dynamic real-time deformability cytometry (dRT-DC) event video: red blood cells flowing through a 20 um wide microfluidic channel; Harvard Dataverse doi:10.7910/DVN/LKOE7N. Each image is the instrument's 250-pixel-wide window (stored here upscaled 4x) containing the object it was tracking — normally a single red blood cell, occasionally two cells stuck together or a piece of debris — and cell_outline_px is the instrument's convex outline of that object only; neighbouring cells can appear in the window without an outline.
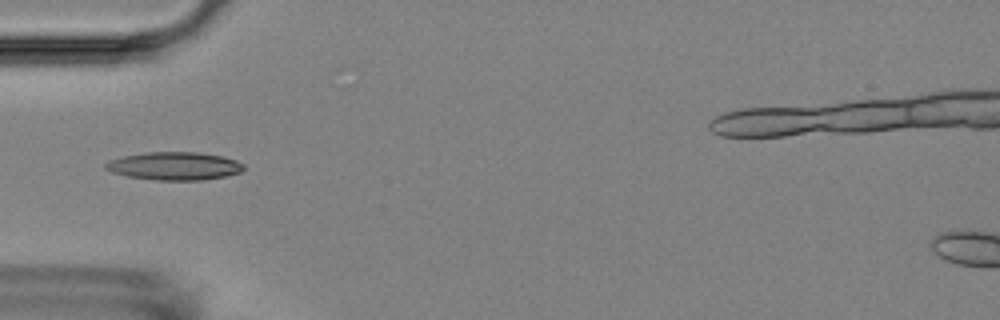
{"species": "Egyptian fruit bat (a non-hibernating species)", "species_latin": "Rousettus aegyptiacus", "temperature_condition": "room temperature", "stored_images_in_passage": 5, "camera_frame_rate_fps": 3000, "um_per_image_px": 0.085, "animal": {"sex": "female"}, "frame": {"image": 1, "passage_image": 2, "time_ms": 1.0, "image_size_px": [1000, 320], "cell_outline_px": [[244, 168], [240, 172], [224, 176], [200, 180], [152, 180], [128, 176], [112, 172], [104, 168], [104, 164], [108, 160], [124, 156], [148, 152], [196, 152], [224, 156], [236, 160], [244, 164]], "centroid_in_image_um": [14.81, 14.11], "position_along_channel_um": 70.2, "area_um2": 22.54}}
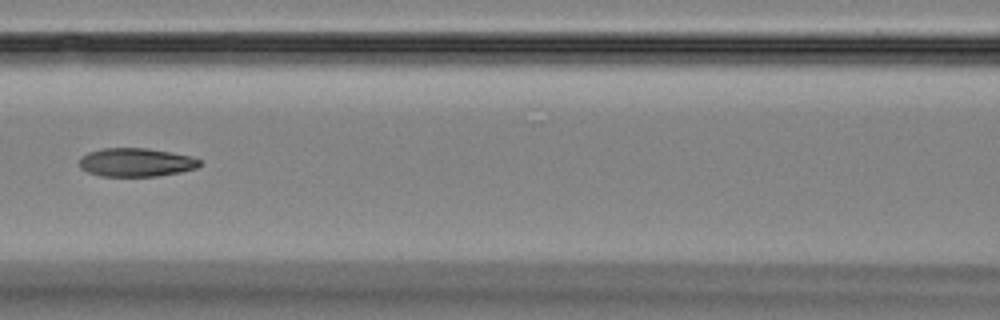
{"frame": {"image": 2, "passage_image": 4, "time_ms": 3.333, "image_size_px": [1000, 320], "cell_outline_px": [[200, 164], [196, 168], [180, 172], [156, 176], [100, 176], [88, 172], [80, 168], [80, 156], [88, 152], [104, 148], [148, 148], [192, 156], [200, 160]], "centroid_in_image_um": [11.54, 13.79], "position_along_channel_um": 155.1, "area_um2": 20.0}}
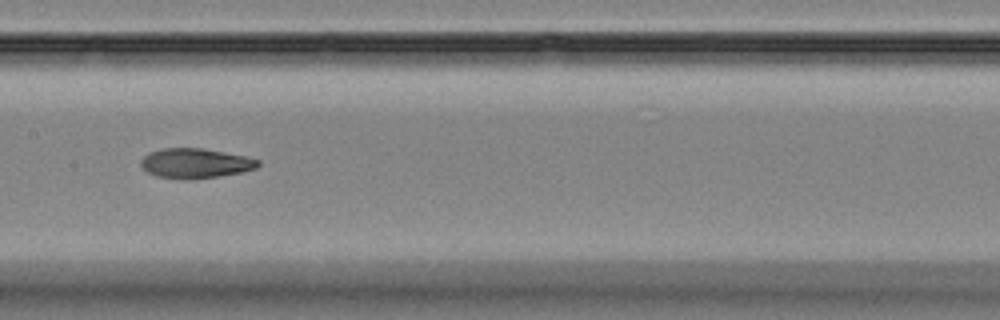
{"frame": {"image": 3, "passage_image": 5, "time_ms": 4.333, "image_size_px": [1000, 320], "cell_outline_px": [[260, 164], [256, 168], [240, 172], [220, 176], [188, 180], [180, 180], [156, 176], [148, 172], [140, 164], [140, 160], [148, 152], [160, 148], [200, 148], [244, 156], [260, 160]], "centroid_in_image_um": [16.56, 13.89], "position_along_channel_um": 190.8, "area_um2": 20.4}}